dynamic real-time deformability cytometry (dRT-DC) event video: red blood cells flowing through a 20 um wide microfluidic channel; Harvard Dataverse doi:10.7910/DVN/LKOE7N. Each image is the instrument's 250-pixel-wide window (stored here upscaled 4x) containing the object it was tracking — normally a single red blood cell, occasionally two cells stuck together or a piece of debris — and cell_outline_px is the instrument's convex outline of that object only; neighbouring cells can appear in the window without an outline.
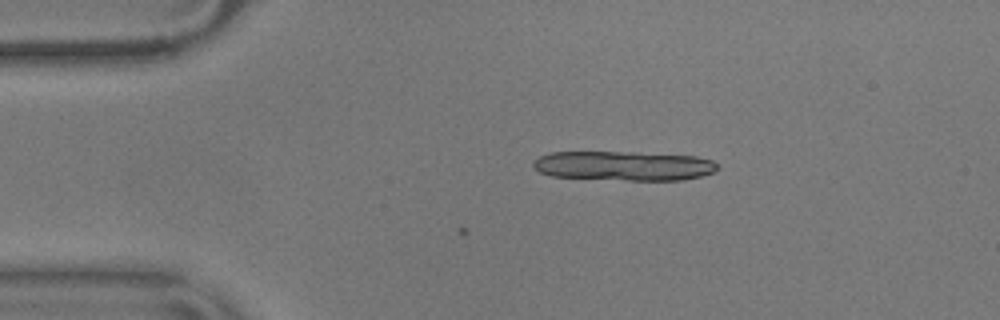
{"species": "common noctule bat (a hibernating species)", "species_latin": "Nyctalus noctula", "temperature_condition": "warm", "stored_images_in_passage": 2, "camera_frame_rate_fps": 3000, "um_per_image_px": 0.085, "animal": {"sex": "male", "body_mass_g": 17.9}, "frame": {"image": 1, "passage_image": 2, "time_ms": 0.333, "image_size_px": [1000, 320], "cell_outline_px": [[720, 168], [712, 172], [700, 176], [684, 180], [628, 180], [552, 176], [540, 172], [532, 164], [540, 156], [552, 152], [640, 152], [696, 156], [712, 160], [720, 164]], "centroid_in_image_um": [53.09, 14.09], "position_along_channel_um": 31.9, "area_um2": 31.67}}